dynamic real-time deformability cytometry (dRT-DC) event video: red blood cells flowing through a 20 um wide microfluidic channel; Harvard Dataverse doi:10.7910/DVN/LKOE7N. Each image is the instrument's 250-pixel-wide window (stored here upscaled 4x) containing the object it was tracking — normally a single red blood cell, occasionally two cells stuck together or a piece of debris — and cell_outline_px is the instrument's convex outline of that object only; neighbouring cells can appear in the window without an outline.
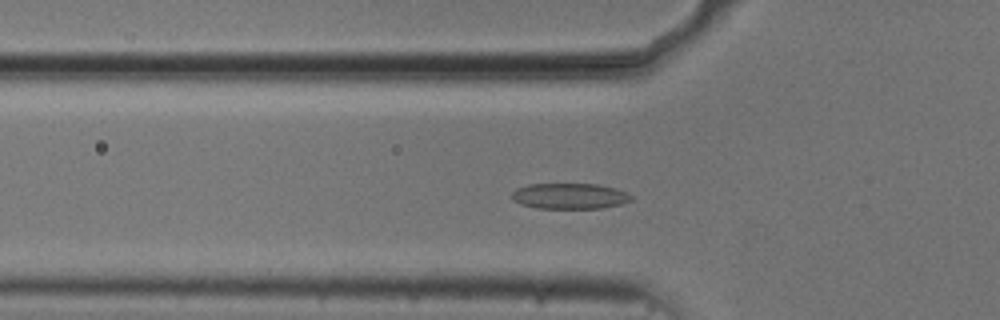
{"species": "common noctule bat (a hibernating species)", "species_latin": "Nyctalus noctula", "temperature_condition": "cold", "stored_images_in_passage": 53, "camera_frame_rate_fps": 3000, "um_per_image_px": 0.085, "animal": {"sex": "male", "body_mass_g": 20.5, "forearm_length_mm": 52.5}, "frame": {"image": 1, "passage_image": 16, "time_ms": 5.0, "image_size_px": [1000, 320], "cell_outline_px": [[632, 200], [620, 204], [600, 208], [536, 208], [520, 204], [512, 200], [512, 192], [516, 188], [528, 184], [596, 184], [616, 188], [628, 192], [632, 196]], "centroid_in_image_um": [48.41, 16.66], "position_along_channel_um": 77.4, "area_um2": 17.98}}
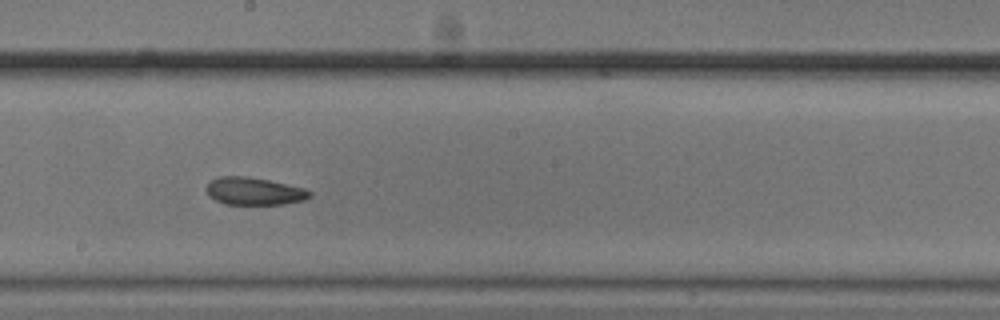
{"frame": {"image": 2, "passage_image": 28, "time_ms": 9.0, "image_size_px": [1000, 320], "cell_outline_px": [[312, 196], [304, 200], [284, 204], [224, 204], [208, 196], [208, 184], [212, 180], [220, 176], [248, 176], [268, 180], [304, 188], [312, 192]], "centroid_in_image_um": [21.63, 16.25], "position_along_channel_um": 226.6, "area_um2": 16.47}}
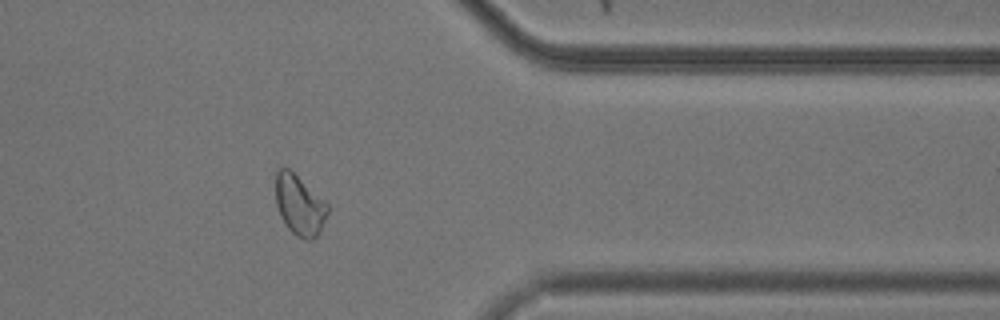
{"frame": {"image": 3, "passage_image": 42, "time_ms": 13.667, "image_size_px": [1000, 320], "cell_outline_px": [[328, 212], [320, 232], [312, 240], [304, 240], [296, 236], [288, 228], [280, 216], [276, 204], [276, 172], [280, 168], [288, 168], [328, 204]], "centroid_in_image_um": [25.45, 17.47], "position_along_channel_um": 385.9, "area_um2": 18.03}, "authors_computed_cell_mechanics": {"area_um2": 18.3804, "velocity_mm_per_s": 3.7055, "shape_relaxation_time_tau1_ms": null, "shape_relaxation_time_tau2_ms": 3.2131, "deformation_change_tau1": null, "deformation_change_tau2": 0.0896}}